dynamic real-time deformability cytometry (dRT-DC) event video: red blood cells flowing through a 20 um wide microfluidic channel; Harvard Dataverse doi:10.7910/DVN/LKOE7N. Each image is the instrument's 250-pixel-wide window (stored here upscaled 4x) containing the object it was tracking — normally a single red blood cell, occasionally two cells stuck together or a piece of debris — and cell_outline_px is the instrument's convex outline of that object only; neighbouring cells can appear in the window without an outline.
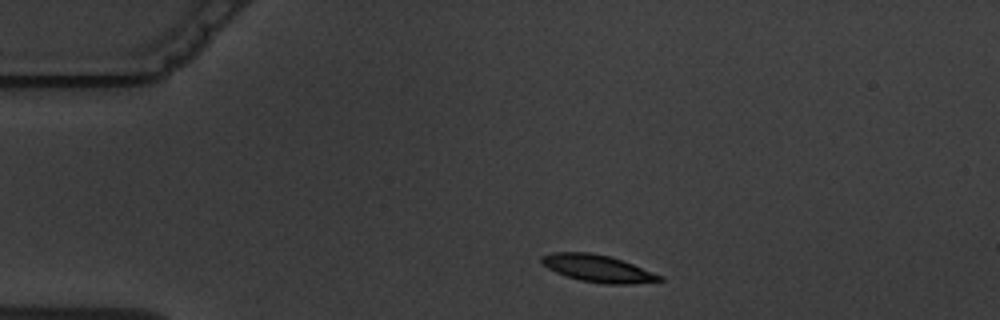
{"species": "common noctule bat (a hibernating species)", "species_latin": "Nyctalus noctula", "temperature_condition": "warm", "stored_images_in_passage": 9, "camera_frame_rate_fps": 3000, "um_per_image_px": 0.085, "animal": {"sex": "male", "body_mass_g": 19.5, "forearm_length_mm": 54.6}, "frame": {"image": 1, "passage_image": 1, "time_ms": 0.0, "image_size_px": [1000, 320], "cell_outline_px": [[664, 280], [632, 284], [604, 284], [580, 280], [556, 272], [540, 264], [540, 256], [552, 252], [588, 252], [608, 256], [632, 264], [664, 276]], "centroid_in_image_um": [50.79, 22.82], "position_along_channel_um": 34.2, "area_um2": 18.61}}
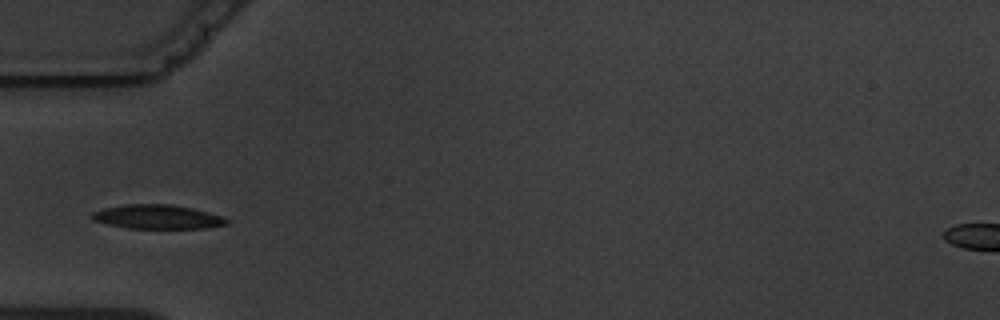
{"frame": {"image": 2, "passage_image": 3, "time_ms": 2.333, "image_size_px": [1000, 320], "cell_outline_px": [[228, 224], [204, 228], [128, 228], [108, 224], [92, 220], [88, 216], [92, 212], [104, 208], [124, 204], [172, 204], [192, 208], [208, 212], [220, 216], [228, 220]], "centroid_in_image_um": [13.32, 18.42], "position_along_channel_um": 71.7, "area_um2": 18.9}}
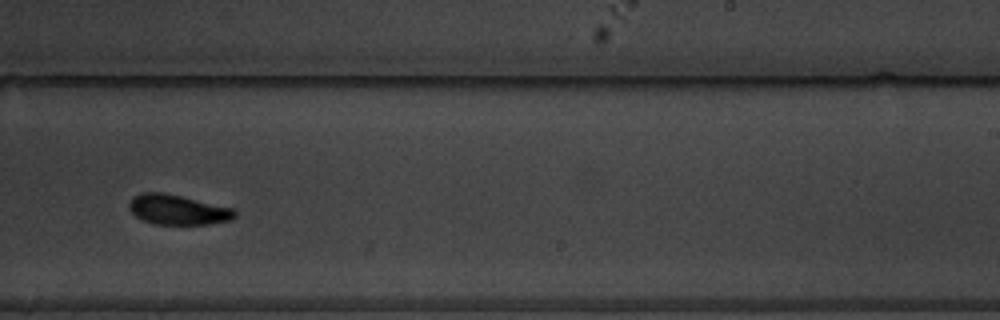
{"frame": {"image": 3, "passage_image": 8, "time_ms": 8.0, "image_size_px": [1000, 320], "cell_outline_px": [[236, 216], [232, 220], [212, 224], [152, 224], [140, 220], [128, 208], [128, 204], [132, 196], [140, 192], [164, 192], [232, 208], [236, 212]], "centroid_in_image_um": [15.06, 17.83], "position_along_channel_um": 273.9, "area_um2": 18.67}}